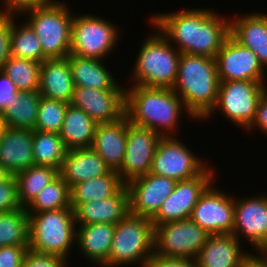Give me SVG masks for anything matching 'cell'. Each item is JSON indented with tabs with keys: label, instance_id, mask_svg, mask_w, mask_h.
Masks as SVG:
<instances>
[{
	"label": "cell",
	"instance_id": "obj_10",
	"mask_svg": "<svg viewBox=\"0 0 267 267\" xmlns=\"http://www.w3.org/2000/svg\"><path fill=\"white\" fill-rule=\"evenodd\" d=\"M209 234L190 218L154 226V253L164 257L194 258Z\"/></svg>",
	"mask_w": 267,
	"mask_h": 267
},
{
	"label": "cell",
	"instance_id": "obj_31",
	"mask_svg": "<svg viewBox=\"0 0 267 267\" xmlns=\"http://www.w3.org/2000/svg\"><path fill=\"white\" fill-rule=\"evenodd\" d=\"M59 176V170L49 166H31L14 175L17 197L21 207H26L38 193Z\"/></svg>",
	"mask_w": 267,
	"mask_h": 267
},
{
	"label": "cell",
	"instance_id": "obj_14",
	"mask_svg": "<svg viewBox=\"0 0 267 267\" xmlns=\"http://www.w3.org/2000/svg\"><path fill=\"white\" fill-rule=\"evenodd\" d=\"M220 82L257 81L264 82V68L257 55L236 41L231 35L215 56Z\"/></svg>",
	"mask_w": 267,
	"mask_h": 267
},
{
	"label": "cell",
	"instance_id": "obj_33",
	"mask_svg": "<svg viewBox=\"0 0 267 267\" xmlns=\"http://www.w3.org/2000/svg\"><path fill=\"white\" fill-rule=\"evenodd\" d=\"M14 18L15 15H11V56L39 63L47 60L48 58L43 54L41 43L31 26L26 21L18 26L14 22Z\"/></svg>",
	"mask_w": 267,
	"mask_h": 267
},
{
	"label": "cell",
	"instance_id": "obj_38",
	"mask_svg": "<svg viewBox=\"0 0 267 267\" xmlns=\"http://www.w3.org/2000/svg\"><path fill=\"white\" fill-rule=\"evenodd\" d=\"M21 208L17 197V182L14 175L0 182V213Z\"/></svg>",
	"mask_w": 267,
	"mask_h": 267
},
{
	"label": "cell",
	"instance_id": "obj_12",
	"mask_svg": "<svg viewBox=\"0 0 267 267\" xmlns=\"http://www.w3.org/2000/svg\"><path fill=\"white\" fill-rule=\"evenodd\" d=\"M213 172L207 166L198 176L177 181L173 192L151 218L153 226L190 218L199 197L215 180Z\"/></svg>",
	"mask_w": 267,
	"mask_h": 267
},
{
	"label": "cell",
	"instance_id": "obj_5",
	"mask_svg": "<svg viewBox=\"0 0 267 267\" xmlns=\"http://www.w3.org/2000/svg\"><path fill=\"white\" fill-rule=\"evenodd\" d=\"M76 227L73 209L29 214V250L67 260L76 242Z\"/></svg>",
	"mask_w": 267,
	"mask_h": 267
},
{
	"label": "cell",
	"instance_id": "obj_48",
	"mask_svg": "<svg viewBox=\"0 0 267 267\" xmlns=\"http://www.w3.org/2000/svg\"><path fill=\"white\" fill-rule=\"evenodd\" d=\"M258 257L265 263V265L267 266V247L261 249L258 252Z\"/></svg>",
	"mask_w": 267,
	"mask_h": 267
},
{
	"label": "cell",
	"instance_id": "obj_49",
	"mask_svg": "<svg viewBox=\"0 0 267 267\" xmlns=\"http://www.w3.org/2000/svg\"><path fill=\"white\" fill-rule=\"evenodd\" d=\"M6 128H7L6 122H5L4 118L2 117V115L0 114V139H1Z\"/></svg>",
	"mask_w": 267,
	"mask_h": 267
},
{
	"label": "cell",
	"instance_id": "obj_4",
	"mask_svg": "<svg viewBox=\"0 0 267 267\" xmlns=\"http://www.w3.org/2000/svg\"><path fill=\"white\" fill-rule=\"evenodd\" d=\"M156 30L142 43L131 80L133 85L172 89L181 53L158 28Z\"/></svg>",
	"mask_w": 267,
	"mask_h": 267
},
{
	"label": "cell",
	"instance_id": "obj_36",
	"mask_svg": "<svg viewBox=\"0 0 267 267\" xmlns=\"http://www.w3.org/2000/svg\"><path fill=\"white\" fill-rule=\"evenodd\" d=\"M41 63L10 56L4 64L3 71L16 85L19 91L39 90Z\"/></svg>",
	"mask_w": 267,
	"mask_h": 267
},
{
	"label": "cell",
	"instance_id": "obj_7",
	"mask_svg": "<svg viewBox=\"0 0 267 267\" xmlns=\"http://www.w3.org/2000/svg\"><path fill=\"white\" fill-rule=\"evenodd\" d=\"M28 9L26 22L37 35L48 59L66 58L71 52V25L74 15L64 1Z\"/></svg>",
	"mask_w": 267,
	"mask_h": 267
},
{
	"label": "cell",
	"instance_id": "obj_29",
	"mask_svg": "<svg viewBox=\"0 0 267 267\" xmlns=\"http://www.w3.org/2000/svg\"><path fill=\"white\" fill-rule=\"evenodd\" d=\"M125 185L114 170L101 177L79 182L70 188L71 208L74 210L79 204L112 197Z\"/></svg>",
	"mask_w": 267,
	"mask_h": 267
},
{
	"label": "cell",
	"instance_id": "obj_47",
	"mask_svg": "<svg viewBox=\"0 0 267 267\" xmlns=\"http://www.w3.org/2000/svg\"><path fill=\"white\" fill-rule=\"evenodd\" d=\"M11 174L0 164V182L7 180Z\"/></svg>",
	"mask_w": 267,
	"mask_h": 267
},
{
	"label": "cell",
	"instance_id": "obj_23",
	"mask_svg": "<svg viewBox=\"0 0 267 267\" xmlns=\"http://www.w3.org/2000/svg\"><path fill=\"white\" fill-rule=\"evenodd\" d=\"M230 35L254 52L267 68V14L257 12L231 17Z\"/></svg>",
	"mask_w": 267,
	"mask_h": 267
},
{
	"label": "cell",
	"instance_id": "obj_34",
	"mask_svg": "<svg viewBox=\"0 0 267 267\" xmlns=\"http://www.w3.org/2000/svg\"><path fill=\"white\" fill-rule=\"evenodd\" d=\"M59 209H72L70 205V188L60 175L45 186L25 207L28 214Z\"/></svg>",
	"mask_w": 267,
	"mask_h": 267
},
{
	"label": "cell",
	"instance_id": "obj_45",
	"mask_svg": "<svg viewBox=\"0 0 267 267\" xmlns=\"http://www.w3.org/2000/svg\"><path fill=\"white\" fill-rule=\"evenodd\" d=\"M253 129H260L259 132L262 131L265 135L267 134V89L262 94L257 105L254 119L246 130L249 132V130Z\"/></svg>",
	"mask_w": 267,
	"mask_h": 267
},
{
	"label": "cell",
	"instance_id": "obj_13",
	"mask_svg": "<svg viewBox=\"0 0 267 267\" xmlns=\"http://www.w3.org/2000/svg\"><path fill=\"white\" fill-rule=\"evenodd\" d=\"M161 138L154 130L128 123L125 155L121 167L116 171L125 184L150 173Z\"/></svg>",
	"mask_w": 267,
	"mask_h": 267
},
{
	"label": "cell",
	"instance_id": "obj_28",
	"mask_svg": "<svg viewBox=\"0 0 267 267\" xmlns=\"http://www.w3.org/2000/svg\"><path fill=\"white\" fill-rule=\"evenodd\" d=\"M97 123L83 110L68 105L59 133L67 150L89 148L94 141Z\"/></svg>",
	"mask_w": 267,
	"mask_h": 267
},
{
	"label": "cell",
	"instance_id": "obj_40",
	"mask_svg": "<svg viewBox=\"0 0 267 267\" xmlns=\"http://www.w3.org/2000/svg\"><path fill=\"white\" fill-rule=\"evenodd\" d=\"M28 245L0 247V267H22Z\"/></svg>",
	"mask_w": 267,
	"mask_h": 267
},
{
	"label": "cell",
	"instance_id": "obj_9",
	"mask_svg": "<svg viewBox=\"0 0 267 267\" xmlns=\"http://www.w3.org/2000/svg\"><path fill=\"white\" fill-rule=\"evenodd\" d=\"M264 83L242 80L220 82L216 104L204 119L211 117L217 109L231 123L246 130L254 119L262 94L267 89Z\"/></svg>",
	"mask_w": 267,
	"mask_h": 267
},
{
	"label": "cell",
	"instance_id": "obj_42",
	"mask_svg": "<svg viewBox=\"0 0 267 267\" xmlns=\"http://www.w3.org/2000/svg\"><path fill=\"white\" fill-rule=\"evenodd\" d=\"M4 4L2 9H0V14H8V15H17L19 16L20 13L40 7L45 6L51 3H54L56 0H3ZM5 9V10H4Z\"/></svg>",
	"mask_w": 267,
	"mask_h": 267
},
{
	"label": "cell",
	"instance_id": "obj_37",
	"mask_svg": "<svg viewBox=\"0 0 267 267\" xmlns=\"http://www.w3.org/2000/svg\"><path fill=\"white\" fill-rule=\"evenodd\" d=\"M68 103L41 97L35 130L41 132L60 133Z\"/></svg>",
	"mask_w": 267,
	"mask_h": 267
},
{
	"label": "cell",
	"instance_id": "obj_15",
	"mask_svg": "<svg viewBox=\"0 0 267 267\" xmlns=\"http://www.w3.org/2000/svg\"><path fill=\"white\" fill-rule=\"evenodd\" d=\"M213 183L199 197L190 219L209 234H232L234 196L219 191Z\"/></svg>",
	"mask_w": 267,
	"mask_h": 267
},
{
	"label": "cell",
	"instance_id": "obj_6",
	"mask_svg": "<svg viewBox=\"0 0 267 267\" xmlns=\"http://www.w3.org/2000/svg\"><path fill=\"white\" fill-rule=\"evenodd\" d=\"M154 253V226L150 218L128 213L115 224L108 261L102 267H145Z\"/></svg>",
	"mask_w": 267,
	"mask_h": 267
},
{
	"label": "cell",
	"instance_id": "obj_21",
	"mask_svg": "<svg viewBox=\"0 0 267 267\" xmlns=\"http://www.w3.org/2000/svg\"><path fill=\"white\" fill-rule=\"evenodd\" d=\"M129 212V192L126 185L112 197L82 203L74 209L76 225L117 224Z\"/></svg>",
	"mask_w": 267,
	"mask_h": 267
},
{
	"label": "cell",
	"instance_id": "obj_2",
	"mask_svg": "<svg viewBox=\"0 0 267 267\" xmlns=\"http://www.w3.org/2000/svg\"><path fill=\"white\" fill-rule=\"evenodd\" d=\"M129 89V90H128ZM125 90V116L134 125L149 128L162 137L175 136L183 110L182 99L170 88L132 85Z\"/></svg>",
	"mask_w": 267,
	"mask_h": 267
},
{
	"label": "cell",
	"instance_id": "obj_3",
	"mask_svg": "<svg viewBox=\"0 0 267 267\" xmlns=\"http://www.w3.org/2000/svg\"><path fill=\"white\" fill-rule=\"evenodd\" d=\"M219 84L215 58L181 53L172 90L197 121L204 120L213 110Z\"/></svg>",
	"mask_w": 267,
	"mask_h": 267
},
{
	"label": "cell",
	"instance_id": "obj_11",
	"mask_svg": "<svg viewBox=\"0 0 267 267\" xmlns=\"http://www.w3.org/2000/svg\"><path fill=\"white\" fill-rule=\"evenodd\" d=\"M195 155L177 137H162L153 157L151 174L176 181L198 176L208 164Z\"/></svg>",
	"mask_w": 267,
	"mask_h": 267
},
{
	"label": "cell",
	"instance_id": "obj_16",
	"mask_svg": "<svg viewBox=\"0 0 267 267\" xmlns=\"http://www.w3.org/2000/svg\"><path fill=\"white\" fill-rule=\"evenodd\" d=\"M125 89L121 83L113 89L75 86L70 104L83 110L97 124L117 122L125 116Z\"/></svg>",
	"mask_w": 267,
	"mask_h": 267
},
{
	"label": "cell",
	"instance_id": "obj_39",
	"mask_svg": "<svg viewBox=\"0 0 267 267\" xmlns=\"http://www.w3.org/2000/svg\"><path fill=\"white\" fill-rule=\"evenodd\" d=\"M69 262L67 260L54 256V255H45L39 254L33 251L28 250L22 267H67Z\"/></svg>",
	"mask_w": 267,
	"mask_h": 267
},
{
	"label": "cell",
	"instance_id": "obj_25",
	"mask_svg": "<svg viewBox=\"0 0 267 267\" xmlns=\"http://www.w3.org/2000/svg\"><path fill=\"white\" fill-rule=\"evenodd\" d=\"M126 116L113 123L97 124L92 148L111 170L117 171L123 162L126 149Z\"/></svg>",
	"mask_w": 267,
	"mask_h": 267
},
{
	"label": "cell",
	"instance_id": "obj_44",
	"mask_svg": "<svg viewBox=\"0 0 267 267\" xmlns=\"http://www.w3.org/2000/svg\"><path fill=\"white\" fill-rule=\"evenodd\" d=\"M18 89L13 81L0 70V114L2 115L14 98H18Z\"/></svg>",
	"mask_w": 267,
	"mask_h": 267
},
{
	"label": "cell",
	"instance_id": "obj_32",
	"mask_svg": "<svg viewBox=\"0 0 267 267\" xmlns=\"http://www.w3.org/2000/svg\"><path fill=\"white\" fill-rule=\"evenodd\" d=\"M33 156L35 166L60 169L67 149L58 133L33 130Z\"/></svg>",
	"mask_w": 267,
	"mask_h": 267
},
{
	"label": "cell",
	"instance_id": "obj_41",
	"mask_svg": "<svg viewBox=\"0 0 267 267\" xmlns=\"http://www.w3.org/2000/svg\"><path fill=\"white\" fill-rule=\"evenodd\" d=\"M11 44V15L0 14V70L7 62Z\"/></svg>",
	"mask_w": 267,
	"mask_h": 267
},
{
	"label": "cell",
	"instance_id": "obj_1",
	"mask_svg": "<svg viewBox=\"0 0 267 267\" xmlns=\"http://www.w3.org/2000/svg\"><path fill=\"white\" fill-rule=\"evenodd\" d=\"M151 27L158 30L180 53L215 58L230 35V19L210 9H186L154 14ZM153 25V26H152Z\"/></svg>",
	"mask_w": 267,
	"mask_h": 267
},
{
	"label": "cell",
	"instance_id": "obj_22",
	"mask_svg": "<svg viewBox=\"0 0 267 267\" xmlns=\"http://www.w3.org/2000/svg\"><path fill=\"white\" fill-rule=\"evenodd\" d=\"M112 170L92 148L67 150L59 169V175L68 184L73 185L109 174Z\"/></svg>",
	"mask_w": 267,
	"mask_h": 267
},
{
	"label": "cell",
	"instance_id": "obj_35",
	"mask_svg": "<svg viewBox=\"0 0 267 267\" xmlns=\"http://www.w3.org/2000/svg\"><path fill=\"white\" fill-rule=\"evenodd\" d=\"M29 214L24 207L0 213V247L28 245Z\"/></svg>",
	"mask_w": 267,
	"mask_h": 267
},
{
	"label": "cell",
	"instance_id": "obj_27",
	"mask_svg": "<svg viewBox=\"0 0 267 267\" xmlns=\"http://www.w3.org/2000/svg\"><path fill=\"white\" fill-rule=\"evenodd\" d=\"M67 58L69 59L74 86L113 89L119 83L115 80L116 78L111 74L109 68L107 70V67L103 65L104 60L73 54H69Z\"/></svg>",
	"mask_w": 267,
	"mask_h": 267
},
{
	"label": "cell",
	"instance_id": "obj_46",
	"mask_svg": "<svg viewBox=\"0 0 267 267\" xmlns=\"http://www.w3.org/2000/svg\"><path fill=\"white\" fill-rule=\"evenodd\" d=\"M244 267H267L265 263L256 255L253 256L244 264Z\"/></svg>",
	"mask_w": 267,
	"mask_h": 267
},
{
	"label": "cell",
	"instance_id": "obj_19",
	"mask_svg": "<svg viewBox=\"0 0 267 267\" xmlns=\"http://www.w3.org/2000/svg\"><path fill=\"white\" fill-rule=\"evenodd\" d=\"M233 234H211L196 257L198 267H244L253 256Z\"/></svg>",
	"mask_w": 267,
	"mask_h": 267
},
{
	"label": "cell",
	"instance_id": "obj_26",
	"mask_svg": "<svg viewBox=\"0 0 267 267\" xmlns=\"http://www.w3.org/2000/svg\"><path fill=\"white\" fill-rule=\"evenodd\" d=\"M114 232L115 224L111 223L78 225L76 247L85 258L102 267L108 261Z\"/></svg>",
	"mask_w": 267,
	"mask_h": 267
},
{
	"label": "cell",
	"instance_id": "obj_43",
	"mask_svg": "<svg viewBox=\"0 0 267 267\" xmlns=\"http://www.w3.org/2000/svg\"><path fill=\"white\" fill-rule=\"evenodd\" d=\"M145 267H198L194 258L164 257L153 253Z\"/></svg>",
	"mask_w": 267,
	"mask_h": 267
},
{
	"label": "cell",
	"instance_id": "obj_17",
	"mask_svg": "<svg viewBox=\"0 0 267 267\" xmlns=\"http://www.w3.org/2000/svg\"><path fill=\"white\" fill-rule=\"evenodd\" d=\"M234 229L232 234L239 240L244 235L258 253L267 247V196L234 197ZM240 235V236H239Z\"/></svg>",
	"mask_w": 267,
	"mask_h": 267
},
{
	"label": "cell",
	"instance_id": "obj_8",
	"mask_svg": "<svg viewBox=\"0 0 267 267\" xmlns=\"http://www.w3.org/2000/svg\"><path fill=\"white\" fill-rule=\"evenodd\" d=\"M118 29L102 16L76 14L71 25L70 54L105 59L118 44Z\"/></svg>",
	"mask_w": 267,
	"mask_h": 267
},
{
	"label": "cell",
	"instance_id": "obj_24",
	"mask_svg": "<svg viewBox=\"0 0 267 267\" xmlns=\"http://www.w3.org/2000/svg\"><path fill=\"white\" fill-rule=\"evenodd\" d=\"M39 78V93L42 97L70 104L75 86L67 57L44 60Z\"/></svg>",
	"mask_w": 267,
	"mask_h": 267
},
{
	"label": "cell",
	"instance_id": "obj_20",
	"mask_svg": "<svg viewBox=\"0 0 267 267\" xmlns=\"http://www.w3.org/2000/svg\"><path fill=\"white\" fill-rule=\"evenodd\" d=\"M33 130L7 127L0 139V164L11 174L34 165Z\"/></svg>",
	"mask_w": 267,
	"mask_h": 267
},
{
	"label": "cell",
	"instance_id": "obj_30",
	"mask_svg": "<svg viewBox=\"0 0 267 267\" xmlns=\"http://www.w3.org/2000/svg\"><path fill=\"white\" fill-rule=\"evenodd\" d=\"M41 97L39 90L18 91V98H14L2 114L6 126L35 130Z\"/></svg>",
	"mask_w": 267,
	"mask_h": 267
},
{
	"label": "cell",
	"instance_id": "obj_18",
	"mask_svg": "<svg viewBox=\"0 0 267 267\" xmlns=\"http://www.w3.org/2000/svg\"><path fill=\"white\" fill-rule=\"evenodd\" d=\"M176 182L151 173L128 182L130 213L151 219L173 192Z\"/></svg>",
	"mask_w": 267,
	"mask_h": 267
}]
</instances>
